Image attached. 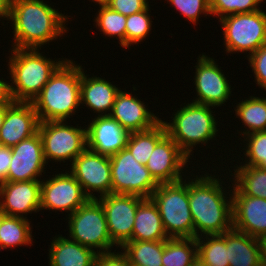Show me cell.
<instances>
[{
  "instance_id": "cell-1",
  "label": "cell",
  "mask_w": 266,
  "mask_h": 266,
  "mask_svg": "<svg viewBox=\"0 0 266 266\" xmlns=\"http://www.w3.org/2000/svg\"><path fill=\"white\" fill-rule=\"evenodd\" d=\"M43 1L8 0L7 20L12 22L13 48L41 50L42 45L49 44L67 32V16Z\"/></svg>"
},
{
  "instance_id": "cell-2",
  "label": "cell",
  "mask_w": 266,
  "mask_h": 266,
  "mask_svg": "<svg viewBox=\"0 0 266 266\" xmlns=\"http://www.w3.org/2000/svg\"><path fill=\"white\" fill-rule=\"evenodd\" d=\"M209 175H196L188 182L195 238L221 235L233 228L232 195L229 194L228 201L221 179Z\"/></svg>"
},
{
  "instance_id": "cell-3",
  "label": "cell",
  "mask_w": 266,
  "mask_h": 266,
  "mask_svg": "<svg viewBox=\"0 0 266 266\" xmlns=\"http://www.w3.org/2000/svg\"><path fill=\"white\" fill-rule=\"evenodd\" d=\"M80 86V64L66 59L32 102L39 121H66L75 114L80 106Z\"/></svg>"
},
{
  "instance_id": "cell-4",
  "label": "cell",
  "mask_w": 266,
  "mask_h": 266,
  "mask_svg": "<svg viewBox=\"0 0 266 266\" xmlns=\"http://www.w3.org/2000/svg\"><path fill=\"white\" fill-rule=\"evenodd\" d=\"M11 54L8 68L14 102H33L51 75L66 60L55 62L42 56L37 48H12Z\"/></svg>"
},
{
  "instance_id": "cell-5",
  "label": "cell",
  "mask_w": 266,
  "mask_h": 266,
  "mask_svg": "<svg viewBox=\"0 0 266 266\" xmlns=\"http://www.w3.org/2000/svg\"><path fill=\"white\" fill-rule=\"evenodd\" d=\"M210 107L195 102L187 103L175 112L172 122L163 121L167 134L188 158L194 146L208 143L218 132V122Z\"/></svg>"
},
{
  "instance_id": "cell-6",
  "label": "cell",
  "mask_w": 266,
  "mask_h": 266,
  "mask_svg": "<svg viewBox=\"0 0 266 266\" xmlns=\"http://www.w3.org/2000/svg\"><path fill=\"white\" fill-rule=\"evenodd\" d=\"M150 198L158 207L168 238H195L188 182L161 183Z\"/></svg>"
},
{
  "instance_id": "cell-7",
  "label": "cell",
  "mask_w": 266,
  "mask_h": 266,
  "mask_svg": "<svg viewBox=\"0 0 266 266\" xmlns=\"http://www.w3.org/2000/svg\"><path fill=\"white\" fill-rule=\"evenodd\" d=\"M68 216L71 240L94 251L97 248V253L111 251L115 244L109 236L105 211L97 199H89Z\"/></svg>"
},
{
  "instance_id": "cell-8",
  "label": "cell",
  "mask_w": 266,
  "mask_h": 266,
  "mask_svg": "<svg viewBox=\"0 0 266 266\" xmlns=\"http://www.w3.org/2000/svg\"><path fill=\"white\" fill-rule=\"evenodd\" d=\"M219 21L227 53L249 51L250 56L266 44V13L262 10L229 15Z\"/></svg>"
},
{
  "instance_id": "cell-9",
  "label": "cell",
  "mask_w": 266,
  "mask_h": 266,
  "mask_svg": "<svg viewBox=\"0 0 266 266\" xmlns=\"http://www.w3.org/2000/svg\"><path fill=\"white\" fill-rule=\"evenodd\" d=\"M110 157L112 193L150 198L158 183L145 165L137 162L125 147Z\"/></svg>"
},
{
  "instance_id": "cell-10",
  "label": "cell",
  "mask_w": 266,
  "mask_h": 266,
  "mask_svg": "<svg viewBox=\"0 0 266 266\" xmlns=\"http://www.w3.org/2000/svg\"><path fill=\"white\" fill-rule=\"evenodd\" d=\"M65 121L40 122L38 132L43 143V152L48 160L73 161L87 148V129L72 127ZM82 128V129H81Z\"/></svg>"
},
{
  "instance_id": "cell-11",
  "label": "cell",
  "mask_w": 266,
  "mask_h": 266,
  "mask_svg": "<svg viewBox=\"0 0 266 266\" xmlns=\"http://www.w3.org/2000/svg\"><path fill=\"white\" fill-rule=\"evenodd\" d=\"M71 163L68 172L75 177L90 199L97 198L93 192H99L98 197L112 193L111 165L108 155L86 148Z\"/></svg>"
},
{
  "instance_id": "cell-12",
  "label": "cell",
  "mask_w": 266,
  "mask_h": 266,
  "mask_svg": "<svg viewBox=\"0 0 266 266\" xmlns=\"http://www.w3.org/2000/svg\"><path fill=\"white\" fill-rule=\"evenodd\" d=\"M96 199L105 211L109 236L115 246L122 247L126 242L132 241L137 208L145 198L131 194L110 193Z\"/></svg>"
},
{
  "instance_id": "cell-13",
  "label": "cell",
  "mask_w": 266,
  "mask_h": 266,
  "mask_svg": "<svg viewBox=\"0 0 266 266\" xmlns=\"http://www.w3.org/2000/svg\"><path fill=\"white\" fill-rule=\"evenodd\" d=\"M89 199L79 182L67 171L41 181L40 210H62L72 214Z\"/></svg>"
},
{
  "instance_id": "cell-14",
  "label": "cell",
  "mask_w": 266,
  "mask_h": 266,
  "mask_svg": "<svg viewBox=\"0 0 266 266\" xmlns=\"http://www.w3.org/2000/svg\"><path fill=\"white\" fill-rule=\"evenodd\" d=\"M197 61L194 85L197 92L193 102L213 107L222 106L231 96V85L212 58L203 55Z\"/></svg>"
},
{
  "instance_id": "cell-15",
  "label": "cell",
  "mask_w": 266,
  "mask_h": 266,
  "mask_svg": "<svg viewBox=\"0 0 266 266\" xmlns=\"http://www.w3.org/2000/svg\"><path fill=\"white\" fill-rule=\"evenodd\" d=\"M12 158L5 181L20 182L40 180L47 165L39 132L11 147Z\"/></svg>"
},
{
  "instance_id": "cell-16",
  "label": "cell",
  "mask_w": 266,
  "mask_h": 266,
  "mask_svg": "<svg viewBox=\"0 0 266 266\" xmlns=\"http://www.w3.org/2000/svg\"><path fill=\"white\" fill-rule=\"evenodd\" d=\"M189 158L176 142L166 134L155 146L146 167L158 183H173L183 180L181 172Z\"/></svg>"
},
{
  "instance_id": "cell-17",
  "label": "cell",
  "mask_w": 266,
  "mask_h": 266,
  "mask_svg": "<svg viewBox=\"0 0 266 266\" xmlns=\"http://www.w3.org/2000/svg\"><path fill=\"white\" fill-rule=\"evenodd\" d=\"M232 193L233 228L260 239L266 235V199Z\"/></svg>"
},
{
  "instance_id": "cell-18",
  "label": "cell",
  "mask_w": 266,
  "mask_h": 266,
  "mask_svg": "<svg viewBox=\"0 0 266 266\" xmlns=\"http://www.w3.org/2000/svg\"><path fill=\"white\" fill-rule=\"evenodd\" d=\"M39 118L32 102H13L0 128V146L13 147L38 132Z\"/></svg>"
},
{
  "instance_id": "cell-19",
  "label": "cell",
  "mask_w": 266,
  "mask_h": 266,
  "mask_svg": "<svg viewBox=\"0 0 266 266\" xmlns=\"http://www.w3.org/2000/svg\"><path fill=\"white\" fill-rule=\"evenodd\" d=\"M41 180L0 183V209L7 216L40 211Z\"/></svg>"
},
{
  "instance_id": "cell-20",
  "label": "cell",
  "mask_w": 266,
  "mask_h": 266,
  "mask_svg": "<svg viewBox=\"0 0 266 266\" xmlns=\"http://www.w3.org/2000/svg\"><path fill=\"white\" fill-rule=\"evenodd\" d=\"M87 129V148L111 156L126 147L129 133L110 115L97 116Z\"/></svg>"
},
{
  "instance_id": "cell-21",
  "label": "cell",
  "mask_w": 266,
  "mask_h": 266,
  "mask_svg": "<svg viewBox=\"0 0 266 266\" xmlns=\"http://www.w3.org/2000/svg\"><path fill=\"white\" fill-rule=\"evenodd\" d=\"M144 104L138 97L121 90L116 96L110 116L128 133L149 130L161 119L149 112Z\"/></svg>"
},
{
  "instance_id": "cell-22",
  "label": "cell",
  "mask_w": 266,
  "mask_h": 266,
  "mask_svg": "<svg viewBox=\"0 0 266 266\" xmlns=\"http://www.w3.org/2000/svg\"><path fill=\"white\" fill-rule=\"evenodd\" d=\"M87 77L81 67L80 104H86L98 116L110 115L116 96L121 90L103 78Z\"/></svg>"
},
{
  "instance_id": "cell-23",
  "label": "cell",
  "mask_w": 266,
  "mask_h": 266,
  "mask_svg": "<svg viewBox=\"0 0 266 266\" xmlns=\"http://www.w3.org/2000/svg\"><path fill=\"white\" fill-rule=\"evenodd\" d=\"M49 250L50 266H95L97 251L61 236L55 237Z\"/></svg>"
},
{
  "instance_id": "cell-24",
  "label": "cell",
  "mask_w": 266,
  "mask_h": 266,
  "mask_svg": "<svg viewBox=\"0 0 266 266\" xmlns=\"http://www.w3.org/2000/svg\"><path fill=\"white\" fill-rule=\"evenodd\" d=\"M226 247L229 266L262 265L259 239L232 228L226 231Z\"/></svg>"
},
{
  "instance_id": "cell-25",
  "label": "cell",
  "mask_w": 266,
  "mask_h": 266,
  "mask_svg": "<svg viewBox=\"0 0 266 266\" xmlns=\"http://www.w3.org/2000/svg\"><path fill=\"white\" fill-rule=\"evenodd\" d=\"M157 205L151 198H145L138 206L134 220L132 241L167 240Z\"/></svg>"
},
{
  "instance_id": "cell-26",
  "label": "cell",
  "mask_w": 266,
  "mask_h": 266,
  "mask_svg": "<svg viewBox=\"0 0 266 266\" xmlns=\"http://www.w3.org/2000/svg\"><path fill=\"white\" fill-rule=\"evenodd\" d=\"M166 134V127L161 120L149 130L129 133L126 147L130 150L137 162L146 166L148 158L153 152L156 144Z\"/></svg>"
},
{
  "instance_id": "cell-27",
  "label": "cell",
  "mask_w": 266,
  "mask_h": 266,
  "mask_svg": "<svg viewBox=\"0 0 266 266\" xmlns=\"http://www.w3.org/2000/svg\"><path fill=\"white\" fill-rule=\"evenodd\" d=\"M120 249L132 266H162L164 240L128 241Z\"/></svg>"
},
{
  "instance_id": "cell-28",
  "label": "cell",
  "mask_w": 266,
  "mask_h": 266,
  "mask_svg": "<svg viewBox=\"0 0 266 266\" xmlns=\"http://www.w3.org/2000/svg\"><path fill=\"white\" fill-rule=\"evenodd\" d=\"M238 168V169H237ZM234 170V187L246 196L266 199V169L259 166H238Z\"/></svg>"
},
{
  "instance_id": "cell-29",
  "label": "cell",
  "mask_w": 266,
  "mask_h": 266,
  "mask_svg": "<svg viewBox=\"0 0 266 266\" xmlns=\"http://www.w3.org/2000/svg\"><path fill=\"white\" fill-rule=\"evenodd\" d=\"M32 228L27 217L6 216L0 227V250L32 245Z\"/></svg>"
},
{
  "instance_id": "cell-30",
  "label": "cell",
  "mask_w": 266,
  "mask_h": 266,
  "mask_svg": "<svg viewBox=\"0 0 266 266\" xmlns=\"http://www.w3.org/2000/svg\"><path fill=\"white\" fill-rule=\"evenodd\" d=\"M196 258V238H168L164 240L162 266H190Z\"/></svg>"
},
{
  "instance_id": "cell-31",
  "label": "cell",
  "mask_w": 266,
  "mask_h": 266,
  "mask_svg": "<svg viewBox=\"0 0 266 266\" xmlns=\"http://www.w3.org/2000/svg\"><path fill=\"white\" fill-rule=\"evenodd\" d=\"M250 98V99H249ZM248 99L237 104L236 117L242 120L244 127L248 130L240 135H247L253 132L266 131V98L251 96Z\"/></svg>"
},
{
  "instance_id": "cell-32",
  "label": "cell",
  "mask_w": 266,
  "mask_h": 266,
  "mask_svg": "<svg viewBox=\"0 0 266 266\" xmlns=\"http://www.w3.org/2000/svg\"><path fill=\"white\" fill-rule=\"evenodd\" d=\"M196 241L197 256L207 266H229L226 232L221 235H209V237L206 235L205 238L199 237Z\"/></svg>"
},
{
  "instance_id": "cell-33",
  "label": "cell",
  "mask_w": 266,
  "mask_h": 266,
  "mask_svg": "<svg viewBox=\"0 0 266 266\" xmlns=\"http://www.w3.org/2000/svg\"><path fill=\"white\" fill-rule=\"evenodd\" d=\"M126 19L127 16L111 9L107 5H100L94 22L104 35L117 36L119 44L126 48Z\"/></svg>"
},
{
  "instance_id": "cell-34",
  "label": "cell",
  "mask_w": 266,
  "mask_h": 266,
  "mask_svg": "<svg viewBox=\"0 0 266 266\" xmlns=\"http://www.w3.org/2000/svg\"><path fill=\"white\" fill-rule=\"evenodd\" d=\"M149 6L141 12L127 16L126 19V48L131 44H138L144 40L151 31L152 21L148 14Z\"/></svg>"
},
{
  "instance_id": "cell-35",
  "label": "cell",
  "mask_w": 266,
  "mask_h": 266,
  "mask_svg": "<svg viewBox=\"0 0 266 266\" xmlns=\"http://www.w3.org/2000/svg\"><path fill=\"white\" fill-rule=\"evenodd\" d=\"M263 0H209L211 15L219 19L233 14L251 13L260 10Z\"/></svg>"
},
{
  "instance_id": "cell-36",
  "label": "cell",
  "mask_w": 266,
  "mask_h": 266,
  "mask_svg": "<svg viewBox=\"0 0 266 266\" xmlns=\"http://www.w3.org/2000/svg\"><path fill=\"white\" fill-rule=\"evenodd\" d=\"M243 138L248 142L244 152L247 161L244 164L266 169V131L253 132L245 135Z\"/></svg>"
},
{
  "instance_id": "cell-37",
  "label": "cell",
  "mask_w": 266,
  "mask_h": 266,
  "mask_svg": "<svg viewBox=\"0 0 266 266\" xmlns=\"http://www.w3.org/2000/svg\"><path fill=\"white\" fill-rule=\"evenodd\" d=\"M173 4L180 14L189 19L193 24H197L199 16L210 14L209 0H167V3Z\"/></svg>"
},
{
  "instance_id": "cell-38",
  "label": "cell",
  "mask_w": 266,
  "mask_h": 266,
  "mask_svg": "<svg viewBox=\"0 0 266 266\" xmlns=\"http://www.w3.org/2000/svg\"><path fill=\"white\" fill-rule=\"evenodd\" d=\"M248 59L256 84L266 91V44L260 46Z\"/></svg>"
},
{
  "instance_id": "cell-39",
  "label": "cell",
  "mask_w": 266,
  "mask_h": 266,
  "mask_svg": "<svg viewBox=\"0 0 266 266\" xmlns=\"http://www.w3.org/2000/svg\"><path fill=\"white\" fill-rule=\"evenodd\" d=\"M106 5L125 16H129L145 10L149 3L148 0H109Z\"/></svg>"
},
{
  "instance_id": "cell-40",
  "label": "cell",
  "mask_w": 266,
  "mask_h": 266,
  "mask_svg": "<svg viewBox=\"0 0 266 266\" xmlns=\"http://www.w3.org/2000/svg\"><path fill=\"white\" fill-rule=\"evenodd\" d=\"M95 266H132L124 252H104L97 253Z\"/></svg>"
},
{
  "instance_id": "cell-41",
  "label": "cell",
  "mask_w": 266,
  "mask_h": 266,
  "mask_svg": "<svg viewBox=\"0 0 266 266\" xmlns=\"http://www.w3.org/2000/svg\"><path fill=\"white\" fill-rule=\"evenodd\" d=\"M11 158V148L0 146V183L4 182L7 179Z\"/></svg>"
},
{
  "instance_id": "cell-42",
  "label": "cell",
  "mask_w": 266,
  "mask_h": 266,
  "mask_svg": "<svg viewBox=\"0 0 266 266\" xmlns=\"http://www.w3.org/2000/svg\"><path fill=\"white\" fill-rule=\"evenodd\" d=\"M14 101L10 92V84L4 81V79L0 80V105L2 104H12Z\"/></svg>"
},
{
  "instance_id": "cell-43",
  "label": "cell",
  "mask_w": 266,
  "mask_h": 266,
  "mask_svg": "<svg viewBox=\"0 0 266 266\" xmlns=\"http://www.w3.org/2000/svg\"><path fill=\"white\" fill-rule=\"evenodd\" d=\"M261 245L262 264L266 266V235L259 239Z\"/></svg>"
},
{
  "instance_id": "cell-44",
  "label": "cell",
  "mask_w": 266,
  "mask_h": 266,
  "mask_svg": "<svg viewBox=\"0 0 266 266\" xmlns=\"http://www.w3.org/2000/svg\"><path fill=\"white\" fill-rule=\"evenodd\" d=\"M8 0H0V18H7Z\"/></svg>"
},
{
  "instance_id": "cell-45",
  "label": "cell",
  "mask_w": 266,
  "mask_h": 266,
  "mask_svg": "<svg viewBox=\"0 0 266 266\" xmlns=\"http://www.w3.org/2000/svg\"><path fill=\"white\" fill-rule=\"evenodd\" d=\"M11 104H2L0 105V128L3 125V121H4V117L7 111V108L10 106Z\"/></svg>"
},
{
  "instance_id": "cell-46",
  "label": "cell",
  "mask_w": 266,
  "mask_h": 266,
  "mask_svg": "<svg viewBox=\"0 0 266 266\" xmlns=\"http://www.w3.org/2000/svg\"><path fill=\"white\" fill-rule=\"evenodd\" d=\"M190 266H207L198 256Z\"/></svg>"
},
{
  "instance_id": "cell-47",
  "label": "cell",
  "mask_w": 266,
  "mask_h": 266,
  "mask_svg": "<svg viewBox=\"0 0 266 266\" xmlns=\"http://www.w3.org/2000/svg\"><path fill=\"white\" fill-rule=\"evenodd\" d=\"M92 2H96L100 6V5H106L109 2V0H92Z\"/></svg>"
},
{
  "instance_id": "cell-48",
  "label": "cell",
  "mask_w": 266,
  "mask_h": 266,
  "mask_svg": "<svg viewBox=\"0 0 266 266\" xmlns=\"http://www.w3.org/2000/svg\"><path fill=\"white\" fill-rule=\"evenodd\" d=\"M7 215L0 209V227H1V224L3 222V219L6 217Z\"/></svg>"
}]
</instances>
